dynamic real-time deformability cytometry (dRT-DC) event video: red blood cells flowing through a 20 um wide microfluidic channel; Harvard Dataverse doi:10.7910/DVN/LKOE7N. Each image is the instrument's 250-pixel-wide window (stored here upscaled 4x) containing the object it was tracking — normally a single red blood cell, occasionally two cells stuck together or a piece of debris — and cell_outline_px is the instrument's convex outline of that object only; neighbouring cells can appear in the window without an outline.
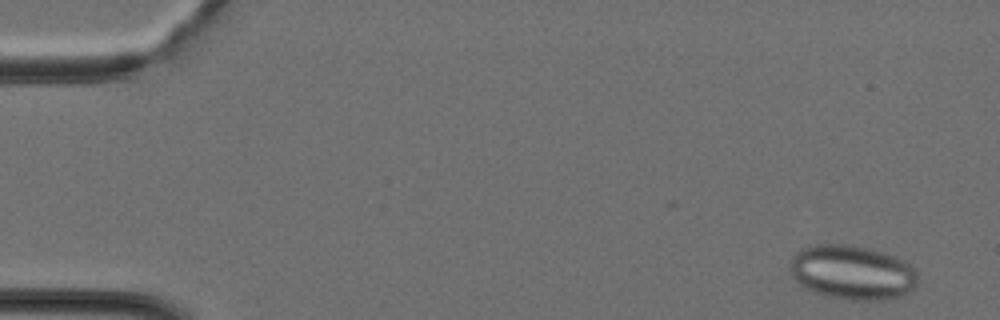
{"species": "Egyptian fruit bat (a non-hibernating species)", "species_latin": "Rousettus aegyptiacus", "temperature_condition": "cold", "stored_images_in_passage": 40, "segment_of_instrument_passage": [1, 2], "camera_frame_rate_fps": 3000, "um_per_image_px": 0.085, "animal": {"sex": "female"}, "frame": {"image": 1, "passage_image": 2, "time_ms": 0.333, "image_size_px": [1000, 320], "cell_outline_px": [[916, 288], [912, 292], [900, 296], [884, 300], [848, 300], [824, 296], [800, 284], [796, 280], [788, 268], [792, 256], [796, 252], [804, 248], [816, 244], [848, 244], [872, 248], [896, 256], [904, 260], [916, 268]], "centroid_in_image_um": [72.47, 23.15], "position_along_channel_um": 12.5, "area_um2": 41.04}}